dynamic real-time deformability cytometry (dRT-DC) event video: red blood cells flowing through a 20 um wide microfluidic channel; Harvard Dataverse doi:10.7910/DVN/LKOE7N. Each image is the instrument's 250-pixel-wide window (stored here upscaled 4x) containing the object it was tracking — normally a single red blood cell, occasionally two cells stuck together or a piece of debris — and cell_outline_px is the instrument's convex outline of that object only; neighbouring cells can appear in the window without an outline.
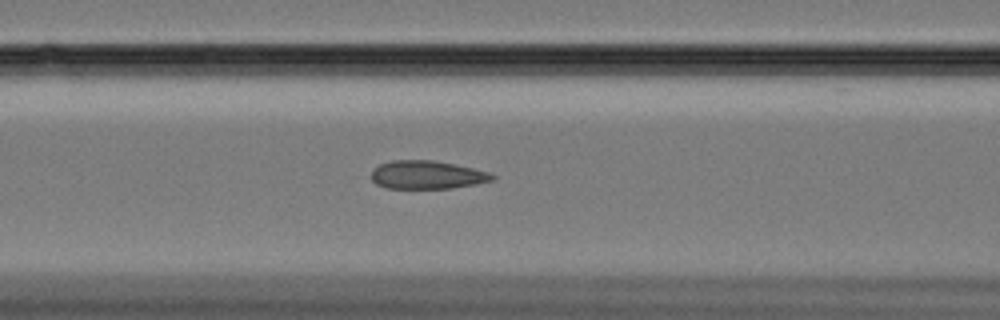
{"species": "Egyptian fruit bat (a non-hibernating species)", "species_latin": "Rousettus aegyptiacus", "temperature_condition": "cold", "stored_images_in_passage": 34, "camera_frame_rate_fps": 3000, "um_per_image_px": 0.085, "animal": {"sex": "female"}, "frame": {"image": 1, "passage_image": 15, "time_ms": 4.667, "image_size_px": [1000, 320], "cell_outline_px": [[496, 180], [476, 184], [452, 188], [388, 188], [376, 184], [372, 180], [372, 172], [380, 164], [392, 160], [432, 160], [456, 164], [492, 172], [496, 176]], "centroid_in_image_um": [36.38, 14.86], "position_along_channel_um": 130.2, "area_um2": 20.06}}
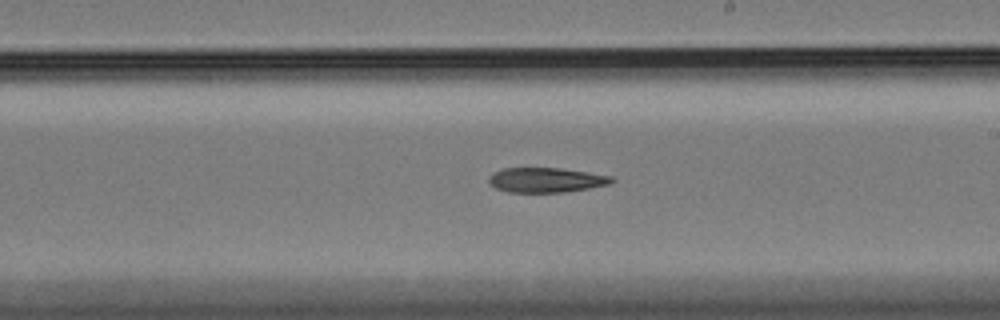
{"frame": {"image": 2, "passage_image": 21, "time_ms": 6.667, "image_size_px": [1000, 320], "cell_outline_px": [[616, 180], [612, 184], [564, 192], [508, 192], [496, 188], [488, 180], [488, 176], [504, 168], [560, 168], [588, 172], [612, 176]], "centroid_in_image_um": [46.46, 15.3], "position_along_channel_um": 242.5, "area_um2": 17.69}}
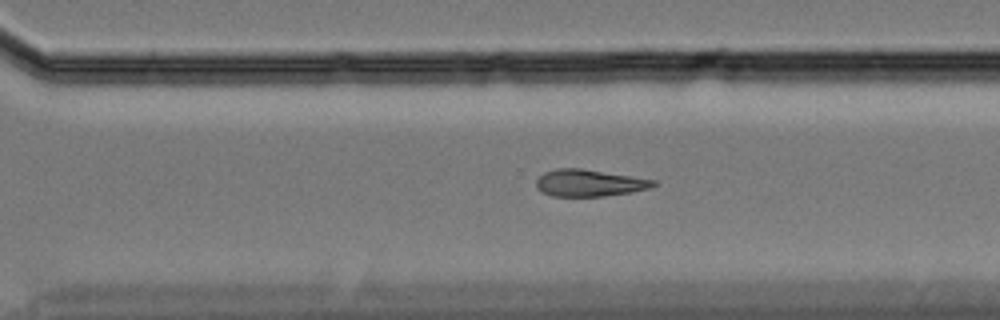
{"frame": {"image": 3, "passage_image": 28, "time_ms": 9.0, "image_size_px": [1000, 320], "cell_outline_px": [[656, 184], [652, 188], [628, 192], [600, 196], [552, 196], [536, 188], [536, 180], [544, 172], [556, 168], [580, 168], [656, 180]], "centroid_in_image_um": [50.06, 15.54], "position_along_channel_um": 320.5, "area_um2": 18.15}}